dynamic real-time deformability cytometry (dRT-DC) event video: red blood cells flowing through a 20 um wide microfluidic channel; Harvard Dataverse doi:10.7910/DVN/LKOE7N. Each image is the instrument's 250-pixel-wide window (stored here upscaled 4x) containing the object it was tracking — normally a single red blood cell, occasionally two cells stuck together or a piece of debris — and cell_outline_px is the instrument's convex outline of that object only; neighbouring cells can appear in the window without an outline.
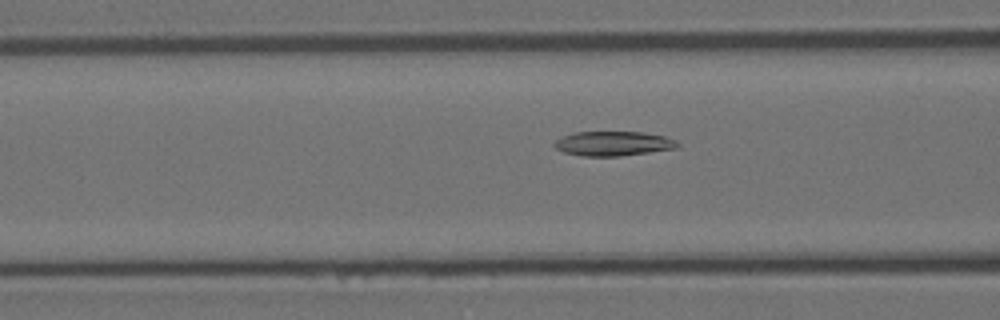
{"species": "Egyptian fruit bat (a non-hibernating species)", "species_latin": "Rousettus aegyptiacus", "temperature_condition": "room temperature", "stored_images_in_passage": 46, "segment_of_instrument_passage": [1, 2], "camera_frame_rate_fps": 3000, "um_per_image_px": 0.085, "animal": {"sex": "female"}, "frame": {"image": 1, "passage_image": 10, "time_ms": 3.0, "image_size_px": [1000, 320], "cell_outline_px": [[680, 144], [676, 148], [620, 156], [584, 156], [564, 152], [556, 148], [552, 144], [556, 140], [564, 136], [576, 132], [644, 132], [664, 136], [676, 140]], "centroid_in_image_um": [52.13, 12.2], "position_along_channel_um": 114.5, "area_um2": 17.46}}
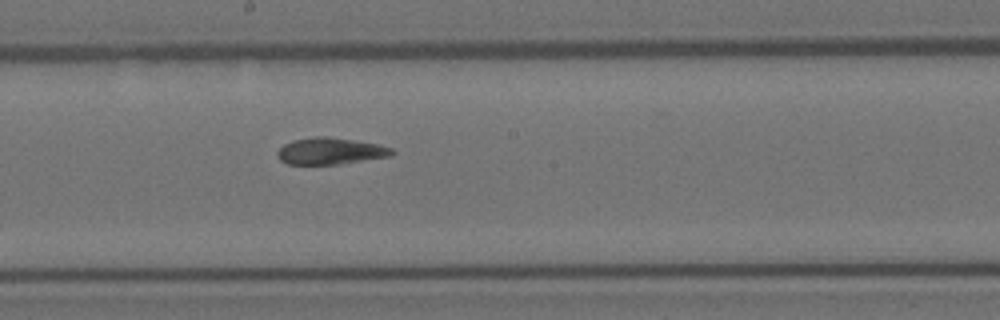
{"frame": {"image": 2, "passage_image": 19, "time_ms": 6.0, "image_size_px": [1000, 320], "cell_outline_px": [[396, 152], [392, 156], [340, 164], [288, 164], [280, 160], [276, 156], [276, 152], [284, 144], [292, 140], [316, 136], [328, 136], [376, 144], [392, 148]], "centroid_in_image_um": [28.07, 12.84], "position_along_channel_um": 220.1, "area_um2": 17.86}}
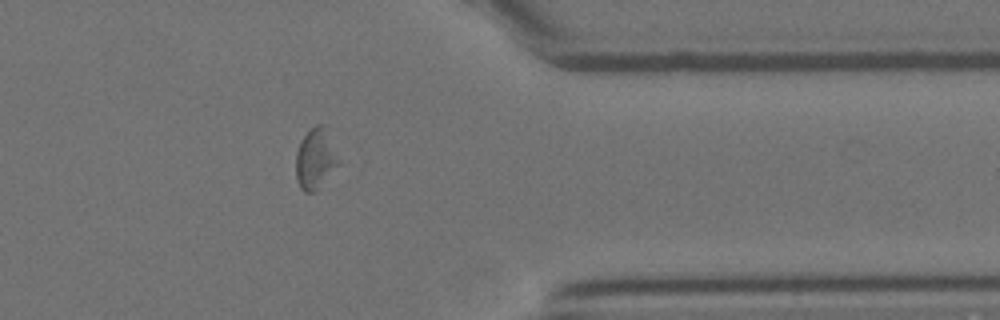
{"frame": {"image": 3, "passage_image": 34, "time_ms": 11.0, "image_size_px": [1000, 320], "cell_outline_px": [[340, 164], [316, 192], [304, 192], [300, 188], [296, 180], [296, 152], [300, 140], [316, 124], [328, 124]], "centroid_in_image_um": [26.84, 13.47], "position_along_channel_um": 384.6, "area_um2": 15.61}}